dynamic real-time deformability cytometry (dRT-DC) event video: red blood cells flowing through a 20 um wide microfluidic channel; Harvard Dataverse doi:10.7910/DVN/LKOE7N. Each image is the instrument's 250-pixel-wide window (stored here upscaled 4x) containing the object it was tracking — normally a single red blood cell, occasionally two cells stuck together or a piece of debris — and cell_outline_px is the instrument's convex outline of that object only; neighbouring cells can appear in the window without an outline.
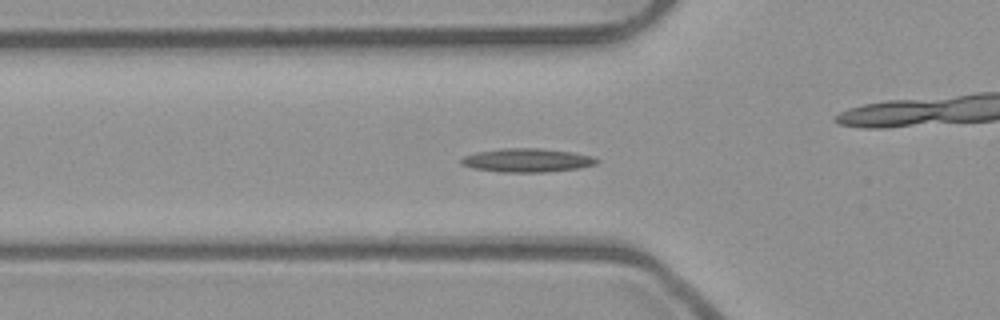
{"species": "common noctule bat (a hibernating species)", "species_latin": "Nyctalus noctula", "temperature_condition": "room temperature", "stored_images_in_passage": 46, "camera_frame_rate_fps": 3000, "um_per_image_px": 0.085, "animal": {"sex": "male", "body_mass_g": 23.1, "forearm_length_mm": 52.7}, "frame": {"image": 1, "passage_image": 11, "time_ms": 3.333, "image_size_px": [1000, 320], "cell_outline_px": [[600, 160], [596, 164], [580, 168], [548, 172], [500, 172], [472, 168], [460, 164], [460, 160], [464, 156], [476, 152], [500, 148], [540, 148], [572, 152], [592, 156]], "centroid_in_image_um": [44.79, 13.62], "position_along_channel_um": 81.0, "area_um2": 18.84}}
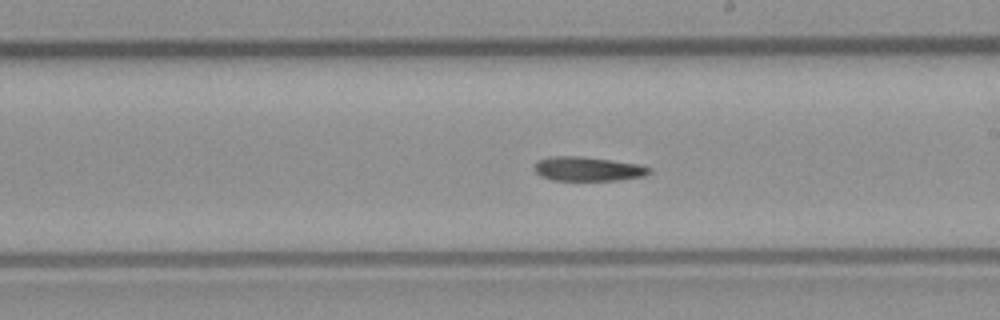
{"frame": {"image": 2, "passage_image": 23, "time_ms": 7.333, "image_size_px": [1000, 320], "cell_outline_px": [[652, 172], [644, 176], [620, 180], [552, 180], [540, 176], [536, 172], [536, 164], [540, 160], [552, 156], [580, 156], [636, 164], [652, 168]], "centroid_in_image_um": [50.0, 14.37], "position_along_channel_um": 239.0, "area_um2": 15.95}}
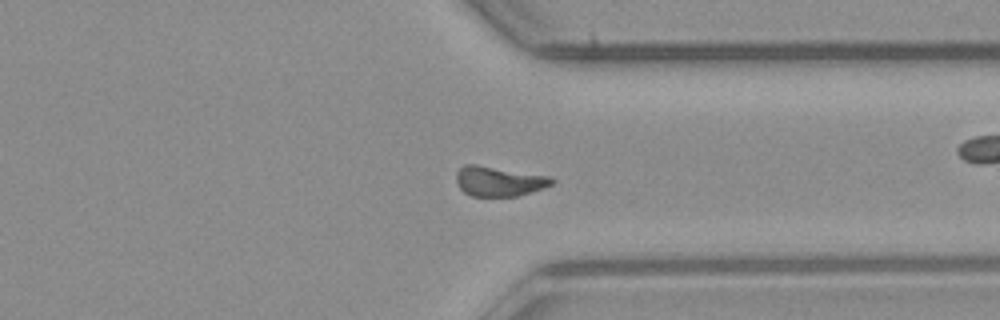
{"frame": {"image": 3, "passage_image": 33, "time_ms": 10.667, "image_size_px": [1000, 320], "cell_outline_px": [[556, 180], [552, 184], [544, 188], [516, 196], [472, 196], [464, 192], [460, 188], [456, 180], [456, 172], [464, 164], [476, 164], [552, 176]], "centroid_in_image_um": [42.43, 15.39], "position_along_channel_um": 369.0, "area_um2": 16.76}, "authors_computed_cell_mechanics": {"area_um2": 16.4441, "velocity_mm_per_s": 3.9167, "shape_relaxation_time_tau1_ms": null, "shape_relaxation_time_tau2_ms": 11.248, "deformation_change_tau1": null, "deformation_change_tau2": 0.2024}}